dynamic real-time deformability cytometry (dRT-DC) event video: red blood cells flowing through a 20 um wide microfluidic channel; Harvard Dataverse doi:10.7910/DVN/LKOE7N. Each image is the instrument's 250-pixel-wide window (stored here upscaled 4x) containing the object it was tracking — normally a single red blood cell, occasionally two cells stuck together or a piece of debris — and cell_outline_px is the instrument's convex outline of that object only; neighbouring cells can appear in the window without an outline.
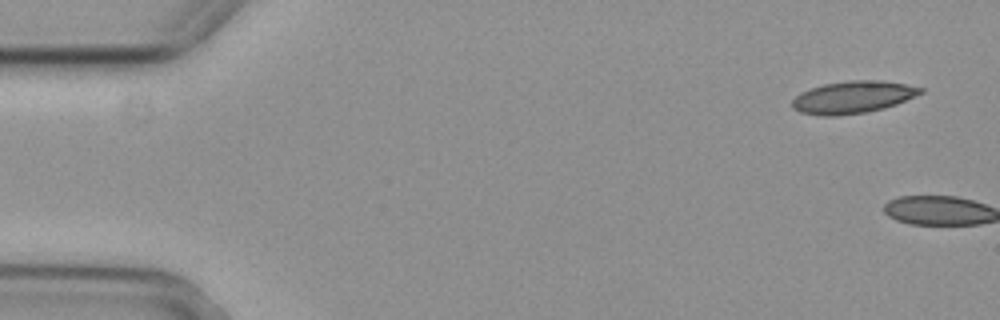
{"species": "common noctule bat (a hibernating species)", "species_latin": "Nyctalus noctula", "temperature_condition": "cold", "stored_images_in_passage": 7, "camera_frame_rate_fps": 3000, "um_per_image_px": 0.085, "animal": {"sex": "female", "body_mass_g": 29.2, "forearm_length_mm": 56.3}, "frame": {"image": 1, "passage_image": 1, "time_ms": 0.0, "image_size_px": [1000, 320], "cell_outline_px": [[924, 92], [896, 104], [884, 108], [864, 112], [836, 116], [820, 116], [800, 112], [792, 108], [792, 100], [800, 92], [824, 84], [848, 80], [880, 80], [904, 84], [924, 88]], "centroid_in_image_um": [72.47, 8.26], "position_along_channel_um": 12.5, "area_um2": 24.04}}
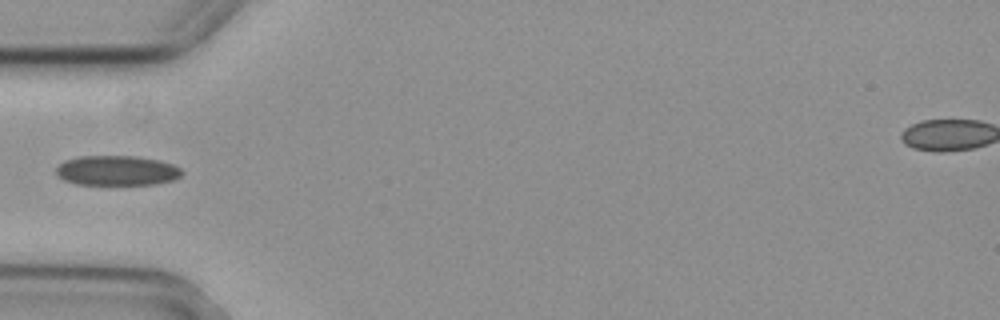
{"frame": {"image": 2, "passage_image": 6, "time_ms": 1.667, "image_size_px": [1000, 320], "cell_outline_px": [[184, 172], [180, 176], [172, 180], [156, 184], [76, 184], [64, 180], [56, 176], [56, 168], [64, 160], [80, 156], [136, 156], [160, 160], [172, 164], [180, 168]], "centroid_in_image_um": [9.92, 14.49], "position_along_channel_um": 75.1, "area_um2": 21.96}}
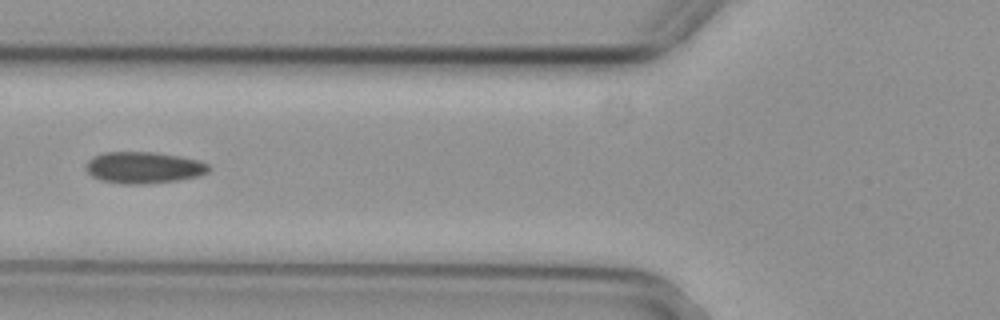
{"frame": {"image": 3, "passage_image": 7, "time_ms": 2.0, "image_size_px": [1000, 320], "cell_outline_px": [[208, 172], [200, 176], [176, 180], [144, 184], [124, 184], [100, 180], [92, 176], [84, 168], [84, 164], [92, 156], [104, 152], [156, 152], [180, 156], [200, 160], [208, 164]], "centroid_in_image_um": [12.18, 14.23], "position_along_channel_um": 113.6, "area_um2": 22.77}}